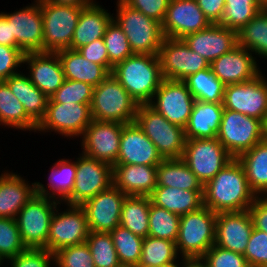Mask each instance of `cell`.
I'll use <instances>...</instances> for the list:
<instances>
[{
  "mask_svg": "<svg viewBox=\"0 0 267 267\" xmlns=\"http://www.w3.org/2000/svg\"><path fill=\"white\" fill-rule=\"evenodd\" d=\"M256 197L241 163L234 158L204 185L203 205L216 214L238 212L248 210Z\"/></svg>",
  "mask_w": 267,
  "mask_h": 267,
  "instance_id": "6da1fadb",
  "label": "cell"
},
{
  "mask_svg": "<svg viewBox=\"0 0 267 267\" xmlns=\"http://www.w3.org/2000/svg\"><path fill=\"white\" fill-rule=\"evenodd\" d=\"M111 75L138 105L149 104L163 80L159 56L153 54L134 53L115 65Z\"/></svg>",
  "mask_w": 267,
  "mask_h": 267,
  "instance_id": "7a4b0ae2",
  "label": "cell"
},
{
  "mask_svg": "<svg viewBox=\"0 0 267 267\" xmlns=\"http://www.w3.org/2000/svg\"><path fill=\"white\" fill-rule=\"evenodd\" d=\"M138 106L128 91L111 74L93 88L90 105L93 120L133 123Z\"/></svg>",
  "mask_w": 267,
  "mask_h": 267,
  "instance_id": "3957f363",
  "label": "cell"
},
{
  "mask_svg": "<svg viewBox=\"0 0 267 267\" xmlns=\"http://www.w3.org/2000/svg\"><path fill=\"white\" fill-rule=\"evenodd\" d=\"M115 3L113 19L125 33L133 53L158 55L164 39L161 23L132 9L122 0Z\"/></svg>",
  "mask_w": 267,
  "mask_h": 267,
  "instance_id": "277c9868",
  "label": "cell"
},
{
  "mask_svg": "<svg viewBox=\"0 0 267 267\" xmlns=\"http://www.w3.org/2000/svg\"><path fill=\"white\" fill-rule=\"evenodd\" d=\"M217 214L206 206L180 216L176 247L180 257L202 258L215 243Z\"/></svg>",
  "mask_w": 267,
  "mask_h": 267,
  "instance_id": "5b68a950",
  "label": "cell"
},
{
  "mask_svg": "<svg viewBox=\"0 0 267 267\" xmlns=\"http://www.w3.org/2000/svg\"><path fill=\"white\" fill-rule=\"evenodd\" d=\"M154 143L163 159L182 158L185 147V130L170 123L149 104H140L134 121Z\"/></svg>",
  "mask_w": 267,
  "mask_h": 267,
  "instance_id": "8992f818",
  "label": "cell"
},
{
  "mask_svg": "<svg viewBox=\"0 0 267 267\" xmlns=\"http://www.w3.org/2000/svg\"><path fill=\"white\" fill-rule=\"evenodd\" d=\"M87 6L57 4L40 0L43 17V52L70 49L81 10Z\"/></svg>",
  "mask_w": 267,
  "mask_h": 267,
  "instance_id": "52a82bcc",
  "label": "cell"
},
{
  "mask_svg": "<svg viewBox=\"0 0 267 267\" xmlns=\"http://www.w3.org/2000/svg\"><path fill=\"white\" fill-rule=\"evenodd\" d=\"M267 136V126L253 117L224 109L217 139L237 158Z\"/></svg>",
  "mask_w": 267,
  "mask_h": 267,
  "instance_id": "ba28073f",
  "label": "cell"
},
{
  "mask_svg": "<svg viewBox=\"0 0 267 267\" xmlns=\"http://www.w3.org/2000/svg\"><path fill=\"white\" fill-rule=\"evenodd\" d=\"M91 104L48 102L44 118L37 125L36 133L60 135L67 140H79L91 123ZM76 137V138H75Z\"/></svg>",
  "mask_w": 267,
  "mask_h": 267,
  "instance_id": "9c48e42d",
  "label": "cell"
},
{
  "mask_svg": "<svg viewBox=\"0 0 267 267\" xmlns=\"http://www.w3.org/2000/svg\"><path fill=\"white\" fill-rule=\"evenodd\" d=\"M61 202L35 194L16 217L20 237L26 248H44L51 218Z\"/></svg>",
  "mask_w": 267,
  "mask_h": 267,
  "instance_id": "30bf717a",
  "label": "cell"
},
{
  "mask_svg": "<svg viewBox=\"0 0 267 267\" xmlns=\"http://www.w3.org/2000/svg\"><path fill=\"white\" fill-rule=\"evenodd\" d=\"M61 206L66 209L63 210ZM89 232L84 209L79 205L60 203L51 218L47 244L44 248L54 254L64 247L85 243Z\"/></svg>",
  "mask_w": 267,
  "mask_h": 267,
  "instance_id": "8fae6325",
  "label": "cell"
},
{
  "mask_svg": "<svg viewBox=\"0 0 267 267\" xmlns=\"http://www.w3.org/2000/svg\"><path fill=\"white\" fill-rule=\"evenodd\" d=\"M182 159L205 185L234 157L217 138H195L186 140Z\"/></svg>",
  "mask_w": 267,
  "mask_h": 267,
  "instance_id": "7c38bea8",
  "label": "cell"
},
{
  "mask_svg": "<svg viewBox=\"0 0 267 267\" xmlns=\"http://www.w3.org/2000/svg\"><path fill=\"white\" fill-rule=\"evenodd\" d=\"M76 156V175L72 193L62 202L81 206L113 184L112 165L83 155Z\"/></svg>",
  "mask_w": 267,
  "mask_h": 267,
  "instance_id": "4fadbf2b",
  "label": "cell"
},
{
  "mask_svg": "<svg viewBox=\"0 0 267 267\" xmlns=\"http://www.w3.org/2000/svg\"><path fill=\"white\" fill-rule=\"evenodd\" d=\"M223 107L261 120L267 126V76L265 71L252 80L227 85Z\"/></svg>",
  "mask_w": 267,
  "mask_h": 267,
  "instance_id": "5bb4252c",
  "label": "cell"
},
{
  "mask_svg": "<svg viewBox=\"0 0 267 267\" xmlns=\"http://www.w3.org/2000/svg\"><path fill=\"white\" fill-rule=\"evenodd\" d=\"M158 56L163 79L184 81L188 76L210 67V64L192 51L182 39L164 37Z\"/></svg>",
  "mask_w": 267,
  "mask_h": 267,
  "instance_id": "9a60e30c",
  "label": "cell"
},
{
  "mask_svg": "<svg viewBox=\"0 0 267 267\" xmlns=\"http://www.w3.org/2000/svg\"><path fill=\"white\" fill-rule=\"evenodd\" d=\"M194 102L184 81L163 79L149 105L170 123L185 128Z\"/></svg>",
  "mask_w": 267,
  "mask_h": 267,
  "instance_id": "2e32d148",
  "label": "cell"
},
{
  "mask_svg": "<svg viewBox=\"0 0 267 267\" xmlns=\"http://www.w3.org/2000/svg\"><path fill=\"white\" fill-rule=\"evenodd\" d=\"M125 124L92 120L79 141L81 153L110 165L117 162L121 132Z\"/></svg>",
  "mask_w": 267,
  "mask_h": 267,
  "instance_id": "e0dca14e",
  "label": "cell"
},
{
  "mask_svg": "<svg viewBox=\"0 0 267 267\" xmlns=\"http://www.w3.org/2000/svg\"><path fill=\"white\" fill-rule=\"evenodd\" d=\"M11 22L12 35L15 36V47L25 53L43 52V17L40 0L12 12H2Z\"/></svg>",
  "mask_w": 267,
  "mask_h": 267,
  "instance_id": "ac0fdd59",
  "label": "cell"
},
{
  "mask_svg": "<svg viewBox=\"0 0 267 267\" xmlns=\"http://www.w3.org/2000/svg\"><path fill=\"white\" fill-rule=\"evenodd\" d=\"M126 196L112 184L108 189L85 201L81 207L85 211L89 230L110 233L119 226Z\"/></svg>",
  "mask_w": 267,
  "mask_h": 267,
  "instance_id": "d6986e66",
  "label": "cell"
},
{
  "mask_svg": "<svg viewBox=\"0 0 267 267\" xmlns=\"http://www.w3.org/2000/svg\"><path fill=\"white\" fill-rule=\"evenodd\" d=\"M210 24L196 0H170L161 29L164 37L182 39Z\"/></svg>",
  "mask_w": 267,
  "mask_h": 267,
  "instance_id": "ffe728a7",
  "label": "cell"
},
{
  "mask_svg": "<svg viewBox=\"0 0 267 267\" xmlns=\"http://www.w3.org/2000/svg\"><path fill=\"white\" fill-rule=\"evenodd\" d=\"M259 64L261 65L249 50L237 45L230 52L215 59L210 67L217 78L227 86L254 79L262 72Z\"/></svg>",
  "mask_w": 267,
  "mask_h": 267,
  "instance_id": "44dd1931",
  "label": "cell"
},
{
  "mask_svg": "<svg viewBox=\"0 0 267 267\" xmlns=\"http://www.w3.org/2000/svg\"><path fill=\"white\" fill-rule=\"evenodd\" d=\"M26 65V66H25ZM23 66L31 82L50 98L64 83L65 75L57 53H25ZM28 69V70H27Z\"/></svg>",
  "mask_w": 267,
  "mask_h": 267,
  "instance_id": "7402d4cb",
  "label": "cell"
},
{
  "mask_svg": "<svg viewBox=\"0 0 267 267\" xmlns=\"http://www.w3.org/2000/svg\"><path fill=\"white\" fill-rule=\"evenodd\" d=\"M185 44L209 64L238 45L237 32L218 23L182 38Z\"/></svg>",
  "mask_w": 267,
  "mask_h": 267,
  "instance_id": "603a6c76",
  "label": "cell"
},
{
  "mask_svg": "<svg viewBox=\"0 0 267 267\" xmlns=\"http://www.w3.org/2000/svg\"><path fill=\"white\" fill-rule=\"evenodd\" d=\"M252 230L248 210L217 213L214 245L244 255Z\"/></svg>",
  "mask_w": 267,
  "mask_h": 267,
  "instance_id": "cb8c5ba5",
  "label": "cell"
},
{
  "mask_svg": "<svg viewBox=\"0 0 267 267\" xmlns=\"http://www.w3.org/2000/svg\"><path fill=\"white\" fill-rule=\"evenodd\" d=\"M163 161L154 143L135 122L125 124L121 132L119 155L115 164L159 165Z\"/></svg>",
  "mask_w": 267,
  "mask_h": 267,
  "instance_id": "d4e9b609",
  "label": "cell"
},
{
  "mask_svg": "<svg viewBox=\"0 0 267 267\" xmlns=\"http://www.w3.org/2000/svg\"><path fill=\"white\" fill-rule=\"evenodd\" d=\"M18 172L0 171V218L16 219L20 210L36 194L35 181Z\"/></svg>",
  "mask_w": 267,
  "mask_h": 267,
  "instance_id": "484cf974",
  "label": "cell"
},
{
  "mask_svg": "<svg viewBox=\"0 0 267 267\" xmlns=\"http://www.w3.org/2000/svg\"><path fill=\"white\" fill-rule=\"evenodd\" d=\"M158 165L114 164L113 185L127 196H150L157 186Z\"/></svg>",
  "mask_w": 267,
  "mask_h": 267,
  "instance_id": "4316f807",
  "label": "cell"
},
{
  "mask_svg": "<svg viewBox=\"0 0 267 267\" xmlns=\"http://www.w3.org/2000/svg\"><path fill=\"white\" fill-rule=\"evenodd\" d=\"M113 19V13L108 11L99 2L84 7L78 19L77 26L71 41V50L87 45L95 40L102 39L106 27Z\"/></svg>",
  "mask_w": 267,
  "mask_h": 267,
  "instance_id": "83f0119b",
  "label": "cell"
},
{
  "mask_svg": "<svg viewBox=\"0 0 267 267\" xmlns=\"http://www.w3.org/2000/svg\"><path fill=\"white\" fill-rule=\"evenodd\" d=\"M223 111V103L195 100L189 121L184 128L186 140L217 138Z\"/></svg>",
  "mask_w": 267,
  "mask_h": 267,
  "instance_id": "f1b7e54d",
  "label": "cell"
},
{
  "mask_svg": "<svg viewBox=\"0 0 267 267\" xmlns=\"http://www.w3.org/2000/svg\"><path fill=\"white\" fill-rule=\"evenodd\" d=\"M49 169L51 172L47 177V185L40 181H35L36 194L62 203L72 193L74 187L76 156L74 160H72V157L69 159L65 158V156L64 158H59Z\"/></svg>",
  "mask_w": 267,
  "mask_h": 267,
  "instance_id": "f546056e",
  "label": "cell"
},
{
  "mask_svg": "<svg viewBox=\"0 0 267 267\" xmlns=\"http://www.w3.org/2000/svg\"><path fill=\"white\" fill-rule=\"evenodd\" d=\"M5 82L23 105L26 114L38 125L45 116L49 98L31 82L25 71L21 70Z\"/></svg>",
  "mask_w": 267,
  "mask_h": 267,
  "instance_id": "4dcf8cb0",
  "label": "cell"
},
{
  "mask_svg": "<svg viewBox=\"0 0 267 267\" xmlns=\"http://www.w3.org/2000/svg\"><path fill=\"white\" fill-rule=\"evenodd\" d=\"M56 53L61 61L65 79L96 87L111 74L103 65L89 62L77 50L64 49Z\"/></svg>",
  "mask_w": 267,
  "mask_h": 267,
  "instance_id": "1f68e13d",
  "label": "cell"
},
{
  "mask_svg": "<svg viewBox=\"0 0 267 267\" xmlns=\"http://www.w3.org/2000/svg\"><path fill=\"white\" fill-rule=\"evenodd\" d=\"M203 193L204 190L156 186L149 197L154 205L182 216L203 206Z\"/></svg>",
  "mask_w": 267,
  "mask_h": 267,
  "instance_id": "d6a6232c",
  "label": "cell"
},
{
  "mask_svg": "<svg viewBox=\"0 0 267 267\" xmlns=\"http://www.w3.org/2000/svg\"><path fill=\"white\" fill-rule=\"evenodd\" d=\"M250 189L256 196H267V136L237 157Z\"/></svg>",
  "mask_w": 267,
  "mask_h": 267,
  "instance_id": "836d02e7",
  "label": "cell"
},
{
  "mask_svg": "<svg viewBox=\"0 0 267 267\" xmlns=\"http://www.w3.org/2000/svg\"><path fill=\"white\" fill-rule=\"evenodd\" d=\"M157 186L183 190H204V185L182 158L163 159L158 165Z\"/></svg>",
  "mask_w": 267,
  "mask_h": 267,
  "instance_id": "e575fe53",
  "label": "cell"
},
{
  "mask_svg": "<svg viewBox=\"0 0 267 267\" xmlns=\"http://www.w3.org/2000/svg\"><path fill=\"white\" fill-rule=\"evenodd\" d=\"M21 132H36L37 124L26 114L23 105L5 81H0V127Z\"/></svg>",
  "mask_w": 267,
  "mask_h": 267,
  "instance_id": "d590c367",
  "label": "cell"
},
{
  "mask_svg": "<svg viewBox=\"0 0 267 267\" xmlns=\"http://www.w3.org/2000/svg\"><path fill=\"white\" fill-rule=\"evenodd\" d=\"M149 196H126L121 210L120 226L145 238L149 231Z\"/></svg>",
  "mask_w": 267,
  "mask_h": 267,
  "instance_id": "8d00e7d4",
  "label": "cell"
},
{
  "mask_svg": "<svg viewBox=\"0 0 267 267\" xmlns=\"http://www.w3.org/2000/svg\"><path fill=\"white\" fill-rule=\"evenodd\" d=\"M238 45L267 60V13L262 10L238 32Z\"/></svg>",
  "mask_w": 267,
  "mask_h": 267,
  "instance_id": "74e56055",
  "label": "cell"
},
{
  "mask_svg": "<svg viewBox=\"0 0 267 267\" xmlns=\"http://www.w3.org/2000/svg\"><path fill=\"white\" fill-rule=\"evenodd\" d=\"M184 82L195 100L223 103L226 86L212 72L211 67L188 76Z\"/></svg>",
  "mask_w": 267,
  "mask_h": 267,
  "instance_id": "f35d334b",
  "label": "cell"
},
{
  "mask_svg": "<svg viewBox=\"0 0 267 267\" xmlns=\"http://www.w3.org/2000/svg\"><path fill=\"white\" fill-rule=\"evenodd\" d=\"M179 257L174 241L147 236L143 239L138 267H157Z\"/></svg>",
  "mask_w": 267,
  "mask_h": 267,
  "instance_id": "ab89813d",
  "label": "cell"
},
{
  "mask_svg": "<svg viewBox=\"0 0 267 267\" xmlns=\"http://www.w3.org/2000/svg\"><path fill=\"white\" fill-rule=\"evenodd\" d=\"M110 234L121 265L138 267L144 238L133 234L129 229L120 225Z\"/></svg>",
  "mask_w": 267,
  "mask_h": 267,
  "instance_id": "60d3db41",
  "label": "cell"
},
{
  "mask_svg": "<svg viewBox=\"0 0 267 267\" xmlns=\"http://www.w3.org/2000/svg\"><path fill=\"white\" fill-rule=\"evenodd\" d=\"M261 10L262 6L256 0H225L224 11L218 24L238 32Z\"/></svg>",
  "mask_w": 267,
  "mask_h": 267,
  "instance_id": "b9f144b4",
  "label": "cell"
},
{
  "mask_svg": "<svg viewBox=\"0 0 267 267\" xmlns=\"http://www.w3.org/2000/svg\"><path fill=\"white\" fill-rule=\"evenodd\" d=\"M180 216L162 207L154 205L149 207L148 236L171 240L176 243L179 234Z\"/></svg>",
  "mask_w": 267,
  "mask_h": 267,
  "instance_id": "7bdbcfd3",
  "label": "cell"
},
{
  "mask_svg": "<svg viewBox=\"0 0 267 267\" xmlns=\"http://www.w3.org/2000/svg\"><path fill=\"white\" fill-rule=\"evenodd\" d=\"M86 243L95 267H122L110 233L90 231Z\"/></svg>",
  "mask_w": 267,
  "mask_h": 267,
  "instance_id": "ee69618b",
  "label": "cell"
},
{
  "mask_svg": "<svg viewBox=\"0 0 267 267\" xmlns=\"http://www.w3.org/2000/svg\"><path fill=\"white\" fill-rule=\"evenodd\" d=\"M103 41L109 55L110 73L115 65L134 54L125 33L114 19L106 27Z\"/></svg>",
  "mask_w": 267,
  "mask_h": 267,
  "instance_id": "f6af8a7d",
  "label": "cell"
},
{
  "mask_svg": "<svg viewBox=\"0 0 267 267\" xmlns=\"http://www.w3.org/2000/svg\"><path fill=\"white\" fill-rule=\"evenodd\" d=\"M26 249L13 218H0V258L6 263Z\"/></svg>",
  "mask_w": 267,
  "mask_h": 267,
  "instance_id": "bcb514c9",
  "label": "cell"
},
{
  "mask_svg": "<svg viewBox=\"0 0 267 267\" xmlns=\"http://www.w3.org/2000/svg\"><path fill=\"white\" fill-rule=\"evenodd\" d=\"M93 88L88 83L65 79L62 86L48 99V102L91 104Z\"/></svg>",
  "mask_w": 267,
  "mask_h": 267,
  "instance_id": "7dc6e473",
  "label": "cell"
},
{
  "mask_svg": "<svg viewBox=\"0 0 267 267\" xmlns=\"http://www.w3.org/2000/svg\"><path fill=\"white\" fill-rule=\"evenodd\" d=\"M55 267H95L87 243L64 247L54 253Z\"/></svg>",
  "mask_w": 267,
  "mask_h": 267,
  "instance_id": "c3c4849f",
  "label": "cell"
},
{
  "mask_svg": "<svg viewBox=\"0 0 267 267\" xmlns=\"http://www.w3.org/2000/svg\"><path fill=\"white\" fill-rule=\"evenodd\" d=\"M55 267L54 254L45 248H26L9 259L5 267Z\"/></svg>",
  "mask_w": 267,
  "mask_h": 267,
  "instance_id": "681fc988",
  "label": "cell"
},
{
  "mask_svg": "<svg viewBox=\"0 0 267 267\" xmlns=\"http://www.w3.org/2000/svg\"><path fill=\"white\" fill-rule=\"evenodd\" d=\"M243 256L249 267H267V233L253 228Z\"/></svg>",
  "mask_w": 267,
  "mask_h": 267,
  "instance_id": "f907efd6",
  "label": "cell"
},
{
  "mask_svg": "<svg viewBox=\"0 0 267 267\" xmlns=\"http://www.w3.org/2000/svg\"><path fill=\"white\" fill-rule=\"evenodd\" d=\"M208 267H249L246 258L234 251L213 245L201 258Z\"/></svg>",
  "mask_w": 267,
  "mask_h": 267,
  "instance_id": "816d5d0a",
  "label": "cell"
},
{
  "mask_svg": "<svg viewBox=\"0 0 267 267\" xmlns=\"http://www.w3.org/2000/svg\"><path fill=\"white\" fill-rule=\"evenodd\" d=\"M23 58L24 53L19 48L0 45V81L24 71Z\"/></svg>",
  "mask_w": 267,
  "mask_h": 267,
  "instance_id": "f5cc1de1",
  "label": "cell"
},
{
  "mask_svg": "<svg viewBox=\"0 0 267 267\" xmlns=\"http://www.w3.org/2000/svg\"><path fill=\"white\" fill-rule=\"evenodd\" d=\"M132 9L162 23L170 0H122Z\"/></svg>",
  "mask_w": 267,
  "mask_h": 267,
  "instance_id": "db71d44e",
  "label": "cell"
},
{
  "mask_svg": "<svg viewBox=\"0 0 267 267\" xmlns=\"http://www.w3.org/2000/svg\"><path fill=\"white\" fill-rule=\"evenodd\" d=\"M77 51L89 62L103 65L109 71V55L103 38L84 45L78 48Z\"/></svg>",
  "mask_w": 267,
  "mask_h": 267,
  "instance_id": "11a10c76",
  "label": "cell"
},
{
  "mask_svg": "<svg viewBox=\"0 0 267 267\" xmlns=\"http://www.w3.org/2000/svg\"><path fill=\"white\" fill-rule=\"evenodd\" d=\"M253 228L267 233V196H257L248 209Z\"/></svg>",
  "mask_w": 267,
  "mask_h": 267,
  "instance_id": "9f6ffc18",
  "label": "cell"
},
{
  "mask_svg": "<svg viewBox=\"0 0 267 267\" xmlns=\"http://www.w3.org/2000/svg\"><path fill=\"white\" fill-rule=\"evenodd\" d=\"M196 2L211 24L221 21L225 0H196Z\"/></svg>",
  "mask_w": 267,
  "mask_h": 267,
  "instance_id": "6f0895ef",
  "label": "cell"
},
{
  "mask_svg": "<svg viewBox=\"0 0 267 267\" xmlns=\"http://www.w3.org/2000/svg\"><path fill=\"white\" fill-rule=\"evenodd\" d=\"M0 45L15 47V36L12 35L11 22L0 12Z\"/></svg>",
  "mask_w": 267,
  "mask_h": 267,
  "instance_id": "680465c9",
  "label": "cell"
},
{
  "mask_svg": "<svg viewBox=\"0 0 267 267\" xmlns=\"http://www.w3.org/2000/svg\"><path fill=\"white\" fill-rule=\"evenodd\" d=\"M57 4H69L76 6H89L94 4L97 0H47Z\"/></svg>",
  "mask_w": 267,
  "mask_h": 267,
  "instance_id": "91938a15",
  "label": "cell"
},
{
  "mask_svg": "<svg viewBox=\"0 0 267 267\" xmlns=\"http://www.w3.org/2000/svg\"><path fill=\"white\" fill-rule=\"evenodd\" d=\"M180 267H208L201 258L184 259Z\"/></svg>",
  "mask_w": 267,
  "mask_h": 267,
  "instance_id": "94428289",
  "label": "cell"
},
{
  "mask_svg": "<svg viewBox=\"0 0 267 267\" xmlns=\"http://www.w3.org/2000/svg\"><path fill=\"white\" fill-rule=\"evenodd\" d=\"M184 259H185V258L179 257V258H178L177 260H175V261H171V262L162 264V265L157 266V267H180V266H181V263H182V261H183Z\"/></svg>",
  "mask_w": 267,
  "mask_h": 267,
  "instance_id": "6125c7cd",
  "label": "cell"
},
{
  "mask_svg": "<svg viewBox=\"0 0 267 267\" xmlns=\"http://www.w3.org/2000/svg\"><path fill=\"white\" fill-rule=\"evenodd\" d=\"M261 6H263L267 0H256Z\"/></svg>",
  "mask_w": 267,
  "mask_h": 267,
  "instance_id": "be15d7a7",
  "label": "cell"
},
{
  "mask_svg": "<svg viewBox=\"0 0 267 267\" xmlns=\"http://www.w3.org/2000/svg\"><path fill=\"white\" fill-rule=\"evenodd\" d=\"M262 11L267 13V2L262 6Z\"/></svg>",
  "mask_w": 267,
  "mask_h": 267,
  "instance_id": "e7e4bbea",
  "label": "cell"
},
{
  "mask_svg": "<svg viewBox=\"0 0 267 267\" xmlns=\"http://www.w3.org/2000/svg\"><path fill=\"white\" fill-rule=\"evenodd\" d=\"M5 263L4 261L0 258V267H4Z\"/></svg>",
  "mask_w": 267,
  "mask_h": 267,
  "instance_id": "03108f58",
  "label": "cell"
}]
</instances>
